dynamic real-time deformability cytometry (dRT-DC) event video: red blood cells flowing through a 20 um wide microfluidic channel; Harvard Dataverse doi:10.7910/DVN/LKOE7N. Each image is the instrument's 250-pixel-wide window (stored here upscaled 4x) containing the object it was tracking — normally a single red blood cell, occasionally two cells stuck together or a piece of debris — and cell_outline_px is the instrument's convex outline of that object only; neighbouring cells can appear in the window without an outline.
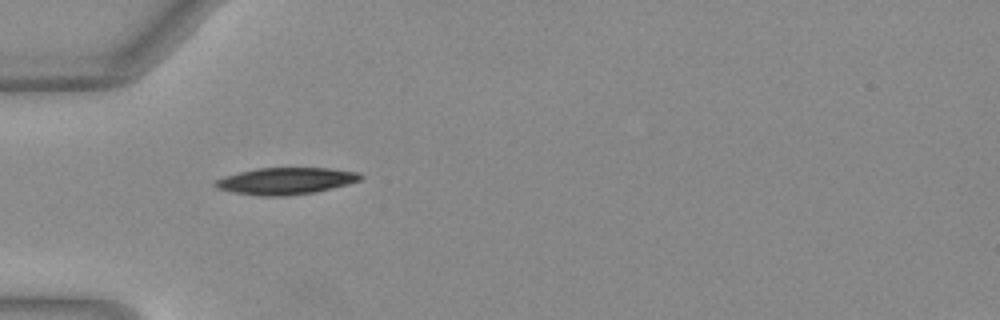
{"species": "Egyptian fruit bat (a non-hibernating species)", "species_latin": "Rousettus aegyptiacus", "temperature_condition": "warm", "stored_images_in_passage": 35, "camera_frame_rate_fps": 3000, "um_per_image_px": 0.085, "animal": {"sex": "female"}, "frame": {"image": 1, "passage_image": 1, "time_ms": 0.0, "image_size_px": [1000, 320], "cell_outline_px": [[364, 176], [360, 180], [316, 192], [288, 196], [260, 196], [232, 192], [220, 188], [212, 184], [216, 180], [224, 176], [256, 168], [328, 168], [360, 172]], "centroid_in_image_um": [24.3, 15.38], "position_along_channel_um": 60.7, "area_um2": 22.6}}
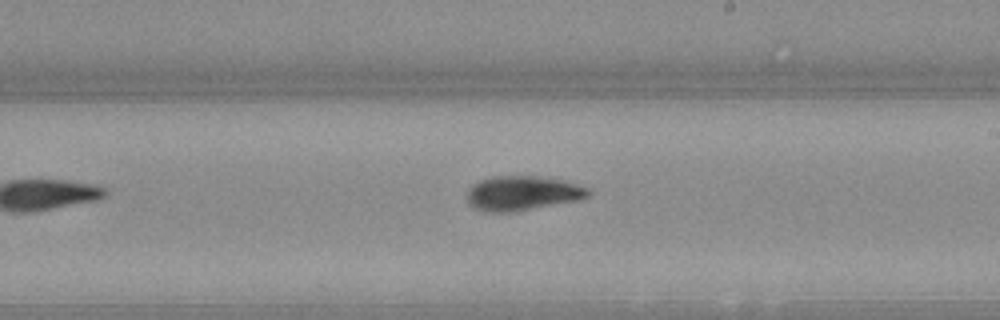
{"frame": {"image": 2, "passage_image": 15, "time_ms": 4.667, "image_size_px": [1000, 320], "cell_outline_px": [[592, 192], [588, 196], [580, 200], [512, 212], [484, 212], [468, 204], [468, 188], [472, 184], [480, 180], [492, 176], [536, 176], [564, 180], [588, 188]], "centroid_in_image_um": [44.4, 16.42], "position_along_channel_um": 244.6, "area_um2": 24.51}}
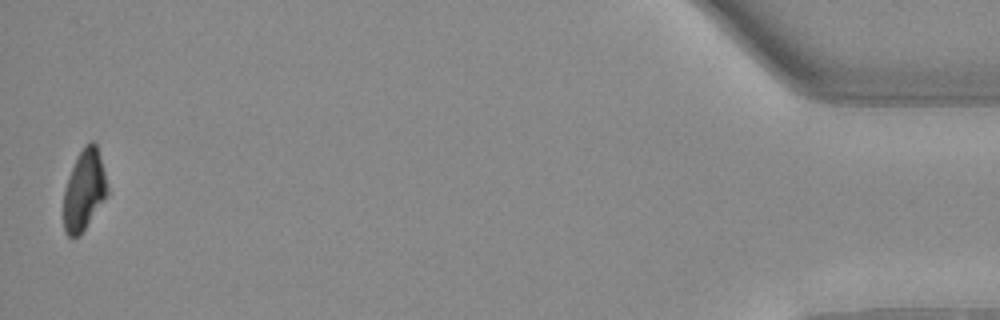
{"frame": {"image": 3, "passage_image": 35, "time_ms": 11.333, "image_size_px": [1000, 320], "cell_outline_px": [[108, 196], [80, 236], [68, 236], [64, 228], [64, 188], [76, 156], [84, 144], [92, 140], [96, 144], [104, 172], [108, 188]], "centroid_in_image_um": [7.16, 16.16], "position_along_channel_um": 428.0, "area_um2": 20.63}, "authors_computed_cell_mechanics": {"area_um2": 23.0044, "velocity_mm_per_s": 4.0556, "shape_relaxation_time_tau1_ms": 3.344, "shape_relaxation_time_tau2_ms": null, "deformation_change_tau1": 0.1569, "deformation_change_tau2": null}}